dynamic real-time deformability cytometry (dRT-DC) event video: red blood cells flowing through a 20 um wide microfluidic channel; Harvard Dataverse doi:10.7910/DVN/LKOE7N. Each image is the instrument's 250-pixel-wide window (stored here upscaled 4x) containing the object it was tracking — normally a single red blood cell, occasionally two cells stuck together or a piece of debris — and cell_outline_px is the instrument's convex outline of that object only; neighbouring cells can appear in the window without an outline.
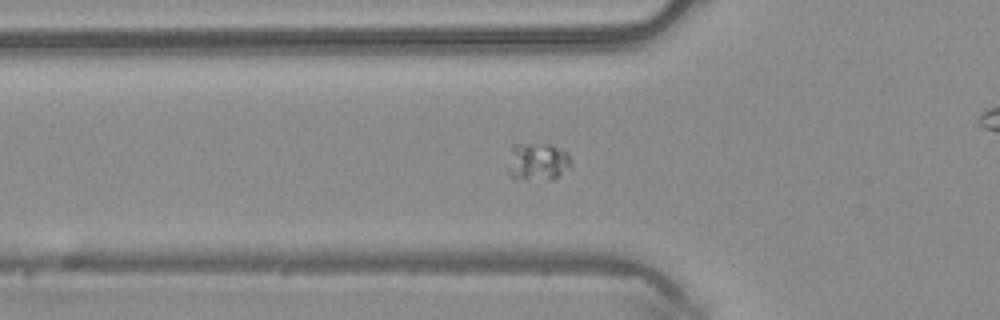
{"species": "common noctule bat (a hibernating species)", "species_latin": "Nyctalus noctula", "temperature_condition": "warm", "stored_images_in_passage": 48, "camera_frame_rate_fps": 3000, "um_per_image_px": 0.085, "animal": {"sex": "male", "body_mass_g": 20.4}, "frame": {"image": 1, "passage_image": 15, "time_ms": 4.667, "image_size_px": [1000, 320], "cell_outline_px": [[572, 164], [560, 176], [552, 180], [524, 180], [508, 176], [508, 172], [512, 144], [548, 144], [564, 152], [572, 160]], "centroid_in_image_um": [45.68, 13.78], "position_along_channel_um": 80.1, "area_um2": 13.87}}
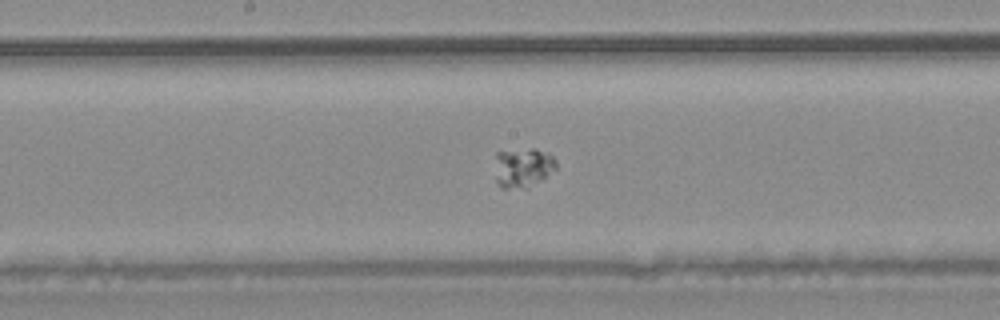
{"frame": {"image": 2, "passage_image": 24, "time_ms": 7.667, "image_size_px": [1000, 320], "cell_outline_px": [[556, 168], [544, 176], [524, 188], [500, 188], [496, 184], [496, 152], [532, 148], [536, 148], [548, 152], [556, 160]], "centroid_in_image_um": [44.41, 14.21], "position_along_channel_um": 203.8, "area_um2": 13.87}}
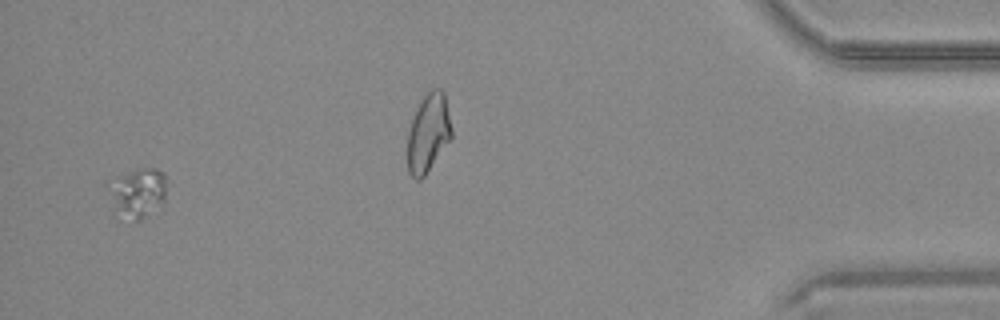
{"frame": {"image": 3, "passage_image": 46, "time_ms": 15.0, "image_size_px": [1000, 320], "cell_outline_px": [[164, 200], [160, 204], [140, 220], [116, 220], [104, 188], [120, 176], [136, 168], [156, 168], [164, 172]], "centroid_in_image_um": [11.57, 16.44], "position_along_channel_um": 423.6, "area_um2": 17.28}}